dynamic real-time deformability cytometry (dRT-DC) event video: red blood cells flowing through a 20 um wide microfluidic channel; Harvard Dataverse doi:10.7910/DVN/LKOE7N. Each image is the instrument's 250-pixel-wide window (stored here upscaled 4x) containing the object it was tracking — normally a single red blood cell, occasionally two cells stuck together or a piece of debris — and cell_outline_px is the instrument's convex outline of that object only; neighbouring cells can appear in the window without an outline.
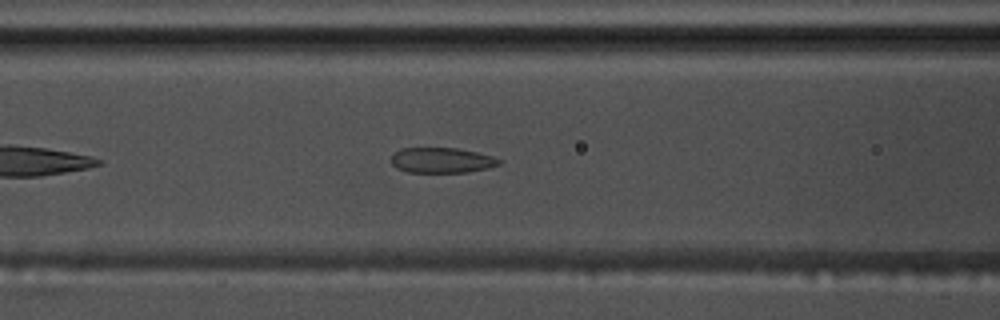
{"species": "common noctule bat (a hibernating species)", "species_latin": "Nyctalus noctula", "temperature_condition": "warm", "stored_images_in_passage": 40, "camera_frame_rate_fps": 3000, "um_per_image_px": 0.085, "animal": {"sex": "male", "body_mass_g": 17.5, "forearm_length_mm": 52.3}, "frame": {"image": 1, "passage_image": 10, "time_ms": 3.0, "image_size_px": [1000, 320], "cell_outline_px": [[500, 164], [488, 168], [468, 172], [408, 172], [396, 168], [392, 164], [392, 156], [400, 148], [456, 148], [476, 152], [492, 156], [500, 160]], "centroid_in_image_um": [37.54, 13.62], "position_along_channel_um": 129.1, "area_um2": 15.78}}
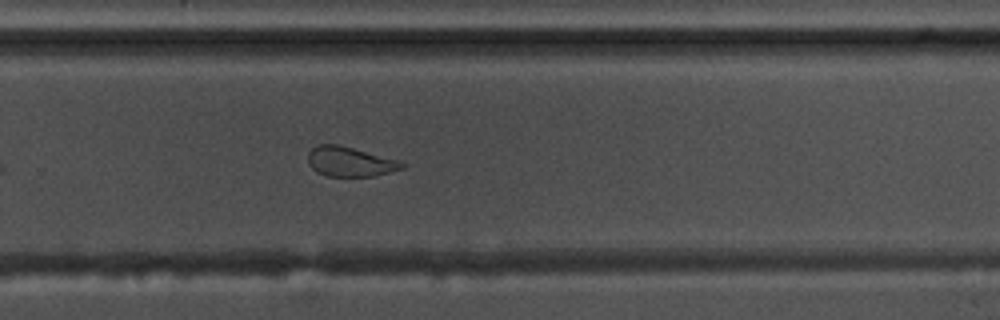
{"frame": {"image": 2, "passage_image": 24, "time_ms": 7.667, "image_size_px": [1000, 320], "cell_outline_px": [[404, 168], [372, 176], [328, 176], [316, 172], [308, 164], [308, 152], [312, 148], [320, 144], [340, 144], [400, 160], [404, 164]], "centroid_in_image_um": [29.73, 13.73], "position_along_channel_um": 300.1, "area_um2": 16.36}}
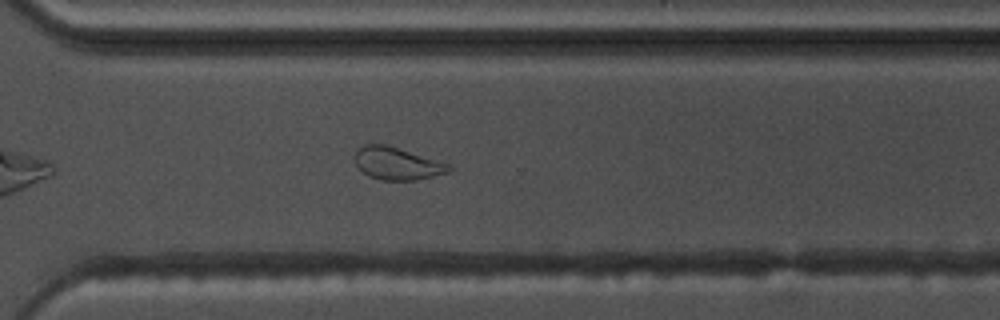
{"frame": {"image": 3, "passage_image": 27, "time_ms": 8.667, "image_size_px": [1000, 320], "cell_outline_px": [[452, 172], [416, 180], [380, 180], [368, 176], [356, 164], [356, 152], [364, 144], [384, 144], [452, 164]], "centroid_in_image_um": [33.82, 13.91], "position_along_channel_um": 336.8, "area_um2": 17.74}}